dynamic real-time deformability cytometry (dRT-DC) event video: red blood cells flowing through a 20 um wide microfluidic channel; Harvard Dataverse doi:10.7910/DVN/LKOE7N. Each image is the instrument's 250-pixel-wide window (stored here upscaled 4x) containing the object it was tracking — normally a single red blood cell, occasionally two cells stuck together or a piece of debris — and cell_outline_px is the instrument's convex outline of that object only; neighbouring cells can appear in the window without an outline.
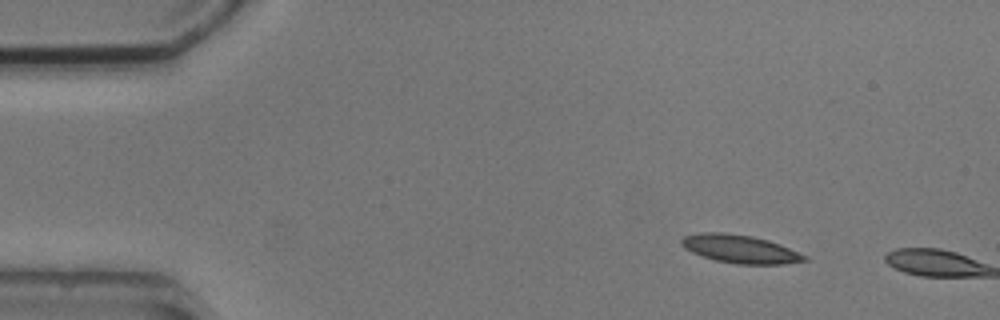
{"species": "common noctule bat (a hibernating species)", "species_latin": "Nyctalus noctula", "temperature_condition": "cold", "stored_images_in_passage": 3, "camera_frame_rate_fps": 3000, "um_per_image_px": 0.085, "animal": {"sex": "male", "body_mass_g": 20.5, "forearm_length_mm": 52.5}, "frame": {"image": 1, "passage_image": 1, "time_ms": 0.0, "image_size_px": [1000, 320], "cell_outline_px": [[808, 260], [784, 264], [736, 264], [716, 260], [692, 252], [684, 248], [680, 244], [680, 240], [684, 236], [700, 232], [724, 232], [752, 236], [768, 240], [780, 244], [808, 256]], "centroid_in_image_um": [62.91, 21.16], "position_along_channel_um": 22.1, "area_um2": 20.23}}